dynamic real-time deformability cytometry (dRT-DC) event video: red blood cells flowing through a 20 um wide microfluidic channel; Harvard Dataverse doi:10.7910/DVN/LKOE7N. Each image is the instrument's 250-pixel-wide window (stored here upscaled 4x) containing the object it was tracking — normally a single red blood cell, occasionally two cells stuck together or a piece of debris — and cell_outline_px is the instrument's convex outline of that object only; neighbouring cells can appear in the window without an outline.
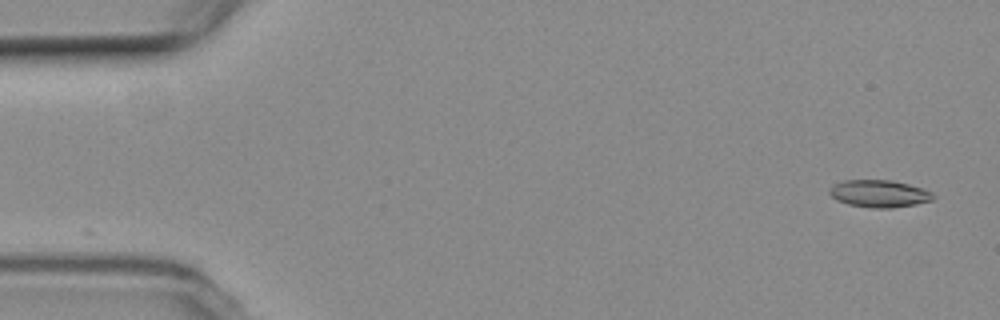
{"species": "common noctule bat (a hibernating species)", "species_latin": "Nyctalus noctula", "temperature_condition": "room temperature", "stored_images_in_passage": 7, "camera_frame_rate_fps": 3000, "um_per_image_px": 0.085, "animal": {"sex": "female", "body_mass_g": 19.3, "forearm_length_mm": 54.1}, "frame": {"image": 1, "passage_image": 1, "time_ms": 0.0, "image_size_px": [1000, 320], "cell_outline_px": [[936, 196], [932, 200], [916, 204], [892, 208], [872, 208], [848, 204], [836, 200], [828, 192], [828, 188], [832, 184], [844, 180], [892, 180], [924, 188], [932, 192]], "centroid_in_image_um": [74.72, 16.45], "position_along_channel_um": 10.3, "area_um2": 16.7}}
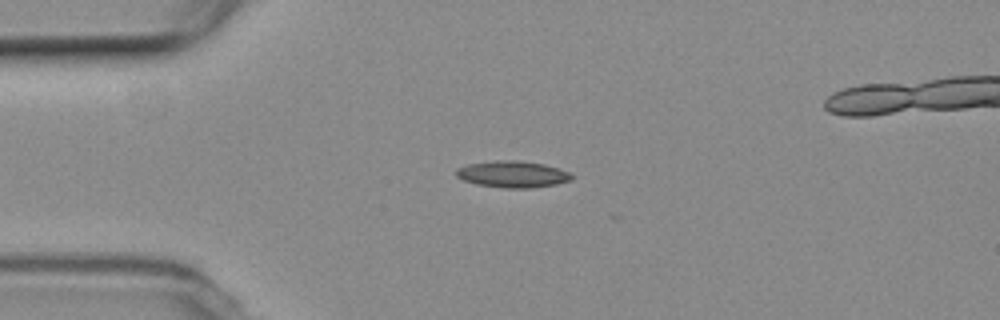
{"frame": {"image": 2, "passage_image": 4, "time_ms": 3.667, "image_size_px": [1000, 320], "cell_outline_px": [[572, 180], [556, 184], [532, 188], [504, 188], [476, 184], [464, 180], [456, 176], [456, 168], [468, 164], [496, 160], [520, 160], [544, 164], [560, 168], [568, 172], [572, 176]], "centroid_in_image_um": [43.57, 14.8], "position_along_channel_um": 41.4, "area_um2": 17.98}}